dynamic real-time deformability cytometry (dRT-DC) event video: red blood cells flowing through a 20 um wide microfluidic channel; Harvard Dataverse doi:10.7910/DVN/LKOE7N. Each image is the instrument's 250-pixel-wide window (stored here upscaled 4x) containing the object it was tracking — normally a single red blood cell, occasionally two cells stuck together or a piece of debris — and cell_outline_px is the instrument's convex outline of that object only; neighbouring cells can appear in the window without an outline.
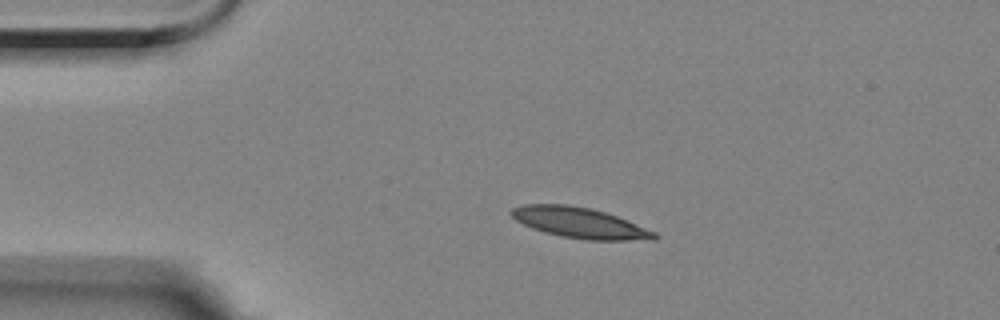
{"species": "Egyptian fruit bat (a non-hibernating species)", "species_latin": "Rousettus aegyptiacus", "temperature_condition": "room temperature", "stored_images_in_passage": 46, "camera_frame_rate_fps": 3000, "um_per_image_px": 0.085, "animal": {"sex": "female"}, "frame": {"image": 1, "passage_image": 1, "time_ms": 0.0, "image_size_px": [1000, 320], "cell_outline_px": [[660, 236], [656, 240], [584, 240], [560, 236], [544, 232], [532, 228], [516, 220], [508, 212], [512, 208], [524, 204], [568, 204], [592, 208], [628, 220], [656, 232]], "centroid_in_image_um": [49.3, 18.94], "position_along_channel_um": 35.7, "area_um2": 25.72}}
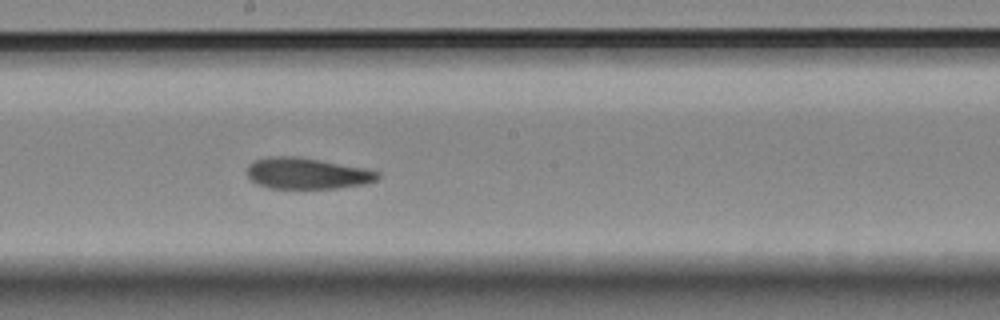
{"frame": {"image": 2, "passage_image": 20, "time_ms": 6.333, "image_size_px": [1000, 320], "cell_outline_px": [[380, 176], [376, 180], [364, 184], [340, 188], [268, 188], [256, 184], [248, 176], [248, 164], [252, 160], [268, 156], [296, 156], [320, 160], [364, 168], [380, 172]], "centroid_in_image_um": [26.07, 14.73], "position_along_channel_um": 222.1, "area_um2": 23.81}}
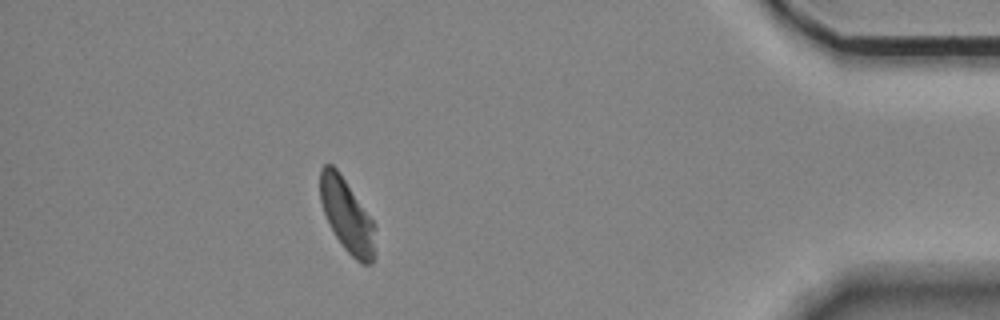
{"frame": {"image": 3, "passage_image": 40, "time_ms": 13.0, "image_size_px": [1000, 320], "cell_outline_px": [[376, 256], [372, 264], [364, 264], [356, 260], [344, 248], [336, 236], [324, 212], [320, 200], [320, 168], [324, 164], [332, 164], [340, 172], [376, 224]], "centroid_in_image_um": [29.54, 18.33], "position_along_channel_um": 405.7, "area_um2": 23.81}, "authors_computed_cell_mechanics": {"area_um2": 24.6806, "velocity_mm_per_s": 3.4693, "shape_relaxation_time_tau1_ms": 7.1228, "shape_relaxation_time_tau2_ms": 2.7052, "deformation_change_tau1": 0.17, "deformation_change_tau2": 0.094}}